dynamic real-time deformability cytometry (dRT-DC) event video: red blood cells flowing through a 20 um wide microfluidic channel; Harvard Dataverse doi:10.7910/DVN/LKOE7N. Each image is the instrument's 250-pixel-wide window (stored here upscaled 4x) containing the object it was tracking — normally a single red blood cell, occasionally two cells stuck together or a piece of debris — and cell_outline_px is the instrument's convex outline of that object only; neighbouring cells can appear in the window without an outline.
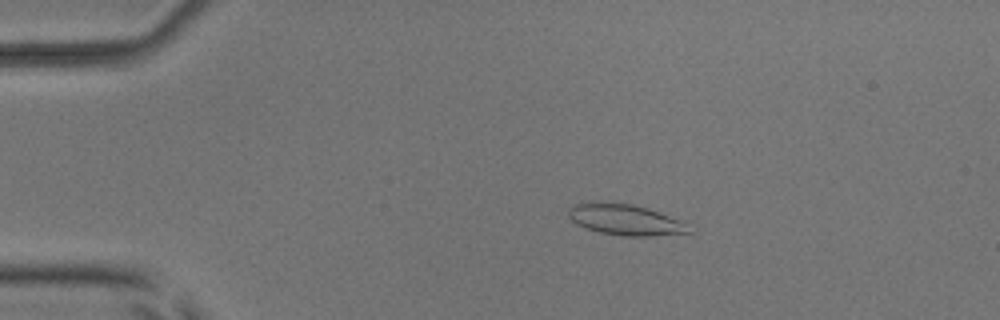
{"species": "common noctule bat (a hibernating species)", "species_latin": "Nyctalus noctula", "temperature_condition": "room temperature", "stored_images_in_passage": 32, "camera_frame_rate_fps": 3000, "um_per_image_px": 0.085, "animal": {"sex": "male", "body_mass_g": 17.9, "forearm_length_mm": 54.2}, "frame": {"image": 1, "passage_image": 9, "time_ms": 2.667, "image_size_px": [1000, 320], "cell_outline_px": [[692, 232], [652, 236], [620, 236], [600, 232], [576, 224], [568, 216], [568, 208], [572, 204], [588, 200], [604, 200], [632, 204], [692, 224]], "centroid_in_image_um": [53.1, 18.65], "position_along_channel_um": 31.9, "area_um2": 22.2}}
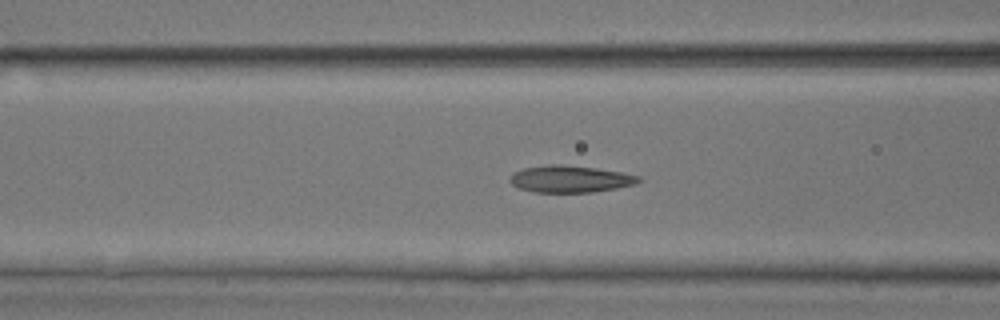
{"frame": {"image": 2, "passage_image": 20, "time_ms": 6.333, "image_size_px": [1000, 320], "cell_outline_px": [[640, 180], [636, 184], [616, 188], [592, 192], [536, 192], [520, 188], [512, 184], [508, 180], [516, 172], [524, 168], [548, 164], [564, 164], [596, 168], [620, 172], [640, 176]], "centroid_in_image_um": [48.48, 15.21], "position_along_channel_um": 118.1, "area_um2": 20.0}}
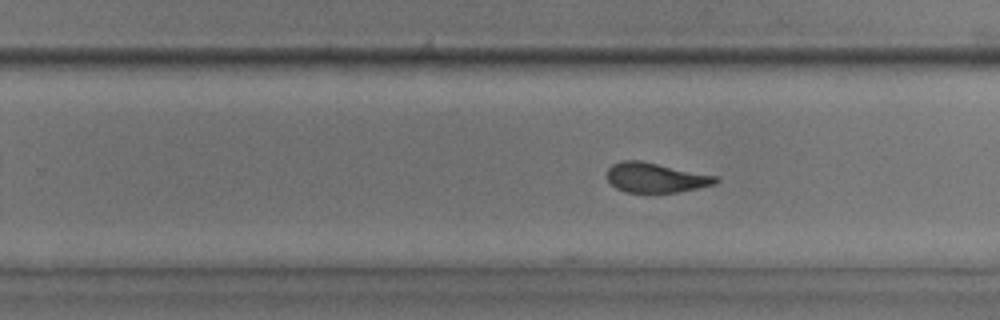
{"frame": {"image": 3, "passage_image": 32, "time_ms": 10.333, "image_size_px": [1000, 320], "cell_outline_px": [[720, 180], [716, 184], [676, 192], [628, 192], [616, 188], [608, 180], [608, 168], [612, 164], [620, 160], [640, 160], [716, 176]], "centroid_in_image_um": [55.72, 15.09], "position_along_channel_um": 274.1, "area_um2": 18.61}}